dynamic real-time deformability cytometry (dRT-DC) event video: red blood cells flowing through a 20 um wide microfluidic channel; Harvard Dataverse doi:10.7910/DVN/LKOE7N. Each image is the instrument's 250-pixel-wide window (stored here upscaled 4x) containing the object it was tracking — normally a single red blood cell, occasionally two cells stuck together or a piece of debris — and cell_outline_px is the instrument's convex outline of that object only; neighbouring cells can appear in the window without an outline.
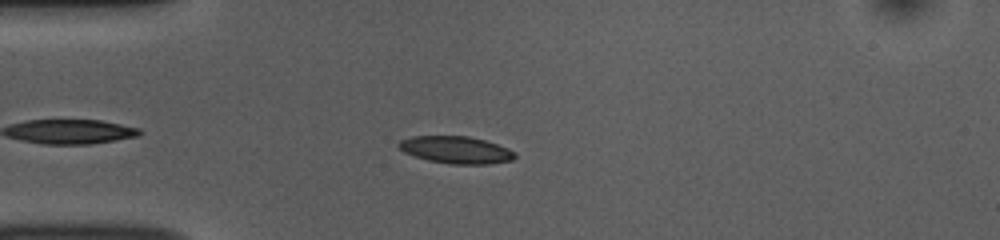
{"species": "common noctule bat (a hibernating species)", "species_latin": "Nyctalus noctula", "temperature_condition": "room temperature", "stored_images_in_passage": 43, "camera_frame_rate_fps": 3000, "um_per_image_px": 0.085, "animal": {"sex": "female", "body_mass_g": 10.0, "forearm_length_mm": 53.1}, "frame": {"image": 1, "passage_image": 7, "time_ms": 2.0, "image_size_px": [1000, 240], "cell_outline_px": [[516, 156], [512, 160], [488, 164], [448, 164], [428, 160], [404, 152], [396, 144], [400, 140], [412, 136], [468, 136], [484, 140], [508, 148], [516, 152]], "centroid_in_image_um": [38.76, 12.74], "position_along_channel_um": 46.2, "area_um2": 18.38}}
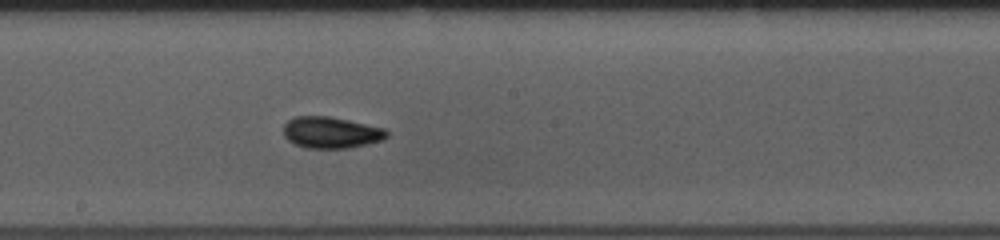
{"frame": {"image": 2, "passage_image": 22, "time_ms": 7.0, "image_size_px": [1000, 240], "cell_outline_px": [[388, 136], [384, 140], [368, 144], [348, 148], [304, 148], [288, 140], [284, 136], [284, 124], [288, 120], [296, 116], [328, 116], [348, 120], [384, 128], [388, 132]], "centroid_in_image_um": [28.15, 11.27], "position_along_channel_um": 220.1, "area_um2": 18.96}}
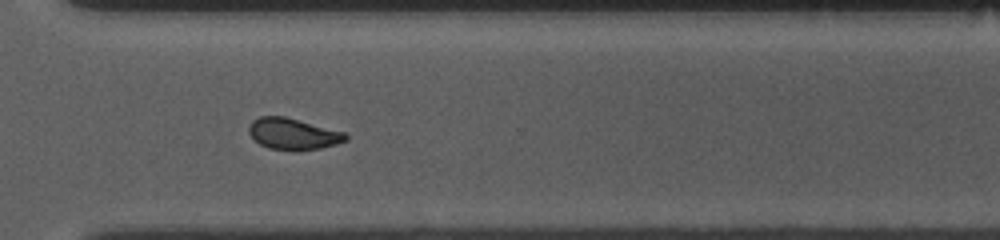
{"frame": {"image": 3, "passage_image": 32, "time_ms": 10.333, "image_size_px": [1000, 240], "cell_outline_px": [[348, 140], [336, 144], [320, 148], [268, 148], [260, 144], [248, 132], [248, 128], [252, 120], [260, 116], [284, 116], [348, 132]], "centroid_in_image_um": [24.95, 11.33], "position_along_channel_um": 345.6, "area_um2": 17.34}, "authors_computed_cell_mechanics": {"area_um2": 18.4382, "velocity_mm_per_s": 3.7798, "shape_relaxation_time_tau1_ms": 3.01, "shape_relaxation_time_tau2_ms": 3.377, "deformation_change_tau1": 0.0975, "deformation_change_tau2": 0.0783}}